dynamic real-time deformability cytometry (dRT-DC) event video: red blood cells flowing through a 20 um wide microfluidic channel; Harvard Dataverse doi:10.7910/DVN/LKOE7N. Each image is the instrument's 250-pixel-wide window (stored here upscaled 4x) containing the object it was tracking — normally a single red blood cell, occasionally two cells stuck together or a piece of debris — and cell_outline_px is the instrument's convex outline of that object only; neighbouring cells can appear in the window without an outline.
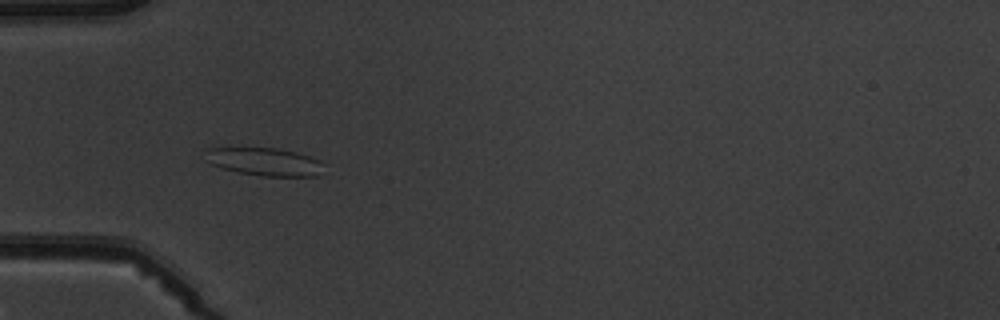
{"species": "common noctule bat (a hibernating species)", "species_latin": "Nyctalus noctula", "temperature_condition": "warm", "stored_images_in_passage": 6, "camera_frame_rate_fps": 3000, "um_per_image_px": 0.085, "animal": {"sex": "male", "body_mass_g": 19.5, "forearm_length_mm": 54.6}, "frame": {"image": 1, "passage_image": 5, "time_ms": 5.667, "image_size_px": [1000, 320], "cell_outline_px": [[324, 164], [320, 176], [260, 176], [236, 172], [220, 168], [204, 160], [204, 148], [224, 144], [276, 148], [296, 152], [320, 160]], "centroid_in_image_um": [22.32, 13.69], "position_along_channel_um": 62.7, "area_um2": 20.63}}
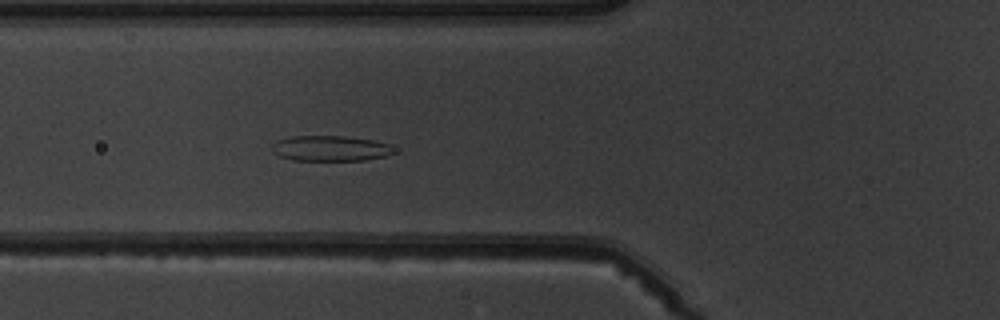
{"frame": {"image": 2, "passage_image": 6, "time_ms": 6.667, "image_size_px": [1000, 320], "cell_outline_px": [[396, 152], [388, 156], [364, 160], [292, 160], [280, 156], [272, 152], [272, 144], [276, 140], [292, 136], [344, 136], [372, 140], [388, 144]], "centroid_in_image_um": [28.06, 12.61], "position_along_channel_um": 97.7, "area_um2": 18.09}}